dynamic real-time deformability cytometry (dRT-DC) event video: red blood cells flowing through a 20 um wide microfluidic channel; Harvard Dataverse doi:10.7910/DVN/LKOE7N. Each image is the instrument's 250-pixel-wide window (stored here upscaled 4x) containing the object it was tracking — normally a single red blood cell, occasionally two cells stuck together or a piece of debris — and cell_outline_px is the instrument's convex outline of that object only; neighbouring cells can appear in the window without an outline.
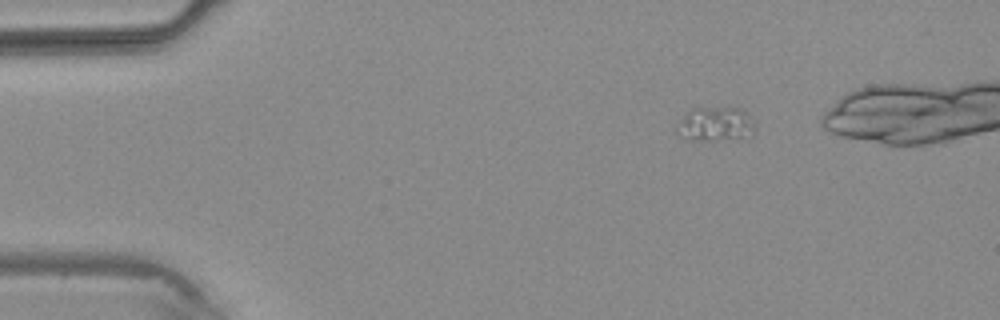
{"species": "common noctule bat (a hibernating species)", "species_latin": "Nyctalus noctula", "temperature_condition": "warm", "stored_images_in_passage": 3, "camera_frame_rate_fps": 3000, "um_per_image_px": 0.085, "animal": {"sex": "male", "body_mass_g": 20.4}, "frame": {"image": 1, "passage_image": 1, "time_ms": 0.0, "image_size_px": [1000, 320], "cell_outline_px": [[756, 128], [752, 136], [708, 140], [700, 140], [676, 132], [680, 120], [692, 108], [744, 108], [756, 124]], "centroid_in_image_um": [60.92, 10.52], "position_along_channel_um": 24.1, "area_um2": 15.2}}